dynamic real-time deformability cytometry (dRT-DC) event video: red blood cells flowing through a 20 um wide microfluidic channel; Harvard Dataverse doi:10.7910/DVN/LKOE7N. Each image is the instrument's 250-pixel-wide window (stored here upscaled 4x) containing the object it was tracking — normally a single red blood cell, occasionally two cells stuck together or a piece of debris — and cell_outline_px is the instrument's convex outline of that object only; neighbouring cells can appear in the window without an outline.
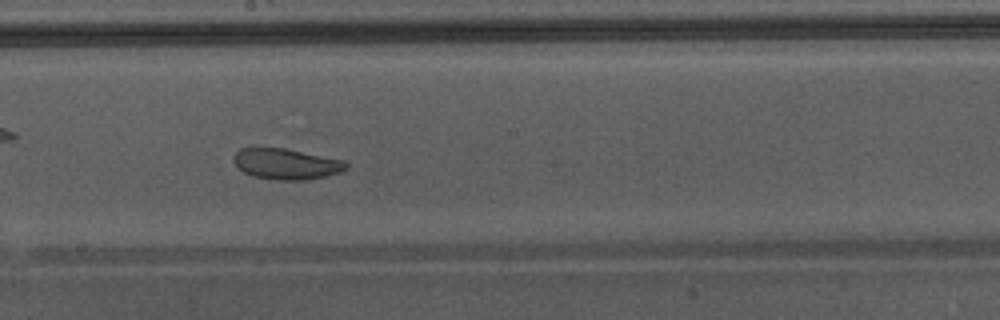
{"species": "Egyptian fruit bat (a non-hibernating species)", "species_latin": "Rousettus aegyptiacus", "temperature_condition": "warm", "stored_images_in_passage": 50, "camera_frame_rate_fps": 3000, "um_per_image_px": 0.085, "animal": {"sex": "male"}, "frame": {"image": 1, "passage_image": 29, "time_ms": 9.333, "image_size_px": [1000, 320], "cell_outline_px": [[348, 168], [340, 172], [324, 176], [304, 180], [280, 180], [252, 176], [244, 172], [232, 160], [232, 156], [240, 148], [284, 148], [344, 160], [348, 164]], "centroid_in_image_um": [24.32, 13.93], "position_along_channel_um": 223.9, "area_um2": 20.06}}
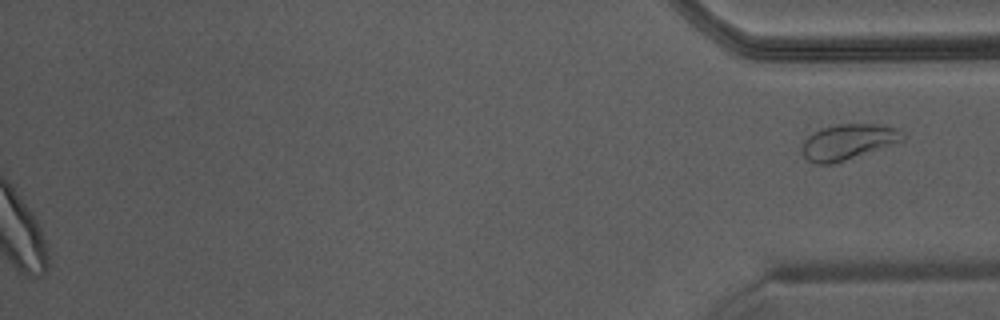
{"frame": {"image": 2, "passage_image": 50, "time_ms": 16.333, "image_size_px": [1000, 320], "cell_outline_px": [[904, 140], [836, 164], [816, 164], [808, 160], [804, 156], [800, 148], [804, 140], [808, 136], [820, 128], [840, 124], [880, 124], [896, 128], [904, 136]], "centroid_in_image_um": [72.04, 12.07], "position_along_channel_um": 363.2, "area_um2": 20.87}}